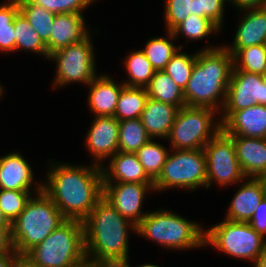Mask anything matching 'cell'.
Wrapping results in <instances>:
<instances>
[{
    "label": "cell",
    "instance_id": "cell-1",
    "mask_svg": "<svg viewBox=\"0 0 266 267\" xmlns=\"http://www.w3.org/2000/svg\"><path fill=\"white\" fill-rule=\"evenodd\" d=\"M48 161L42 190L66 219L83 221L103 197L101 167Z\"/></svg>",
    "mask_w": 266,
    "mask_h": 267
},
{
    "label": "cell",
    "instance_id": "cell-2",
    "mask_svg": "<svg viewBox=\"0 0 266 267\" xmlns=\"http://www.w3.org/2000/svg\"><path fill=\"white\" fill-rule=\"evenodd\" d=\"M197 51L191 77L184 89L189 107L210 108L221 112L233 69V55L222 45H211Z\"/></svg>",
    "mask_w": 266,
    "mask_h": 267
},
{
    "label": "cell",
    "instance_id": "cell-3",
    "mask_svg": "<svg viewBox=\"0 0 266 267\" xmlns=\"http://www.w3.org/2000/svg\"><path fill=\"white\" fill-rule=\"evenodd\" d=\"M87 260L129 257L130 232L137 226L123 217L104 197L83 220Z\"/></svg>",
    "mask_w": 266,
    "mask_h": 267
},
{
    "label": "cell",
    "instance_id": "cell-4",
    "mask_svg": "<svg viewBox=\"0 0 266 267\" xmlns=\"http://www.w3.org/2000/svg\"><path fill=\"white\" fill-rule=\"evenodd\" d=\"M170 209L149 211L137 225V236L157 243L163 249L189 251L204 246L205 227Z\"/></svg>",
    "mask_w": 266,
    "mask_h": 267
},
{
    "label": "cell",
    "instance_id": "cell-5",
    "mask_svg": "<svg viewBox=\"0 0 266 267\" xmlns=\"http://www.w3.org/2000/svg\"><path fill=\"white\" fill-rule=\"evenodd\" d=\"M65 220L61 211L43 190L33 195L25 209L11 224L14 250L25 256Z\"/></svg>",
    "mask_w": 266,
    "mask_h": 267
},
{
    "label": "cell",
    "instance_id": "cell-6",
    "mask_svg": "<svg viewBox=\"0 0 266 267\" xmlns=\"http://www.w3.org/2000/svg\"><path fill=\"white\" fill-rule=\"evenodd\" d=\"M25 257L38 267H74L87 259L83 221L66 219Z\"/></svg>",
    "mask_w": 266,
    "mask_h": 267
},
{
    "label": "cell",
    "instance_id": "cell-7",
    "mask_svg": "<svg viewBox=\"0 0 266 267\" xmlns=\"http://www.w3.org/2000/svg\"><path fill=\"white\" fill-rule=\"evenodd\" d=\"M221 130L220 112L185 106L178 110L166 140L170 141L169 148L173 150L204 149Z\"/></svg>",
    "mask_w": 266,
    "mask_h": 267
},
{
    "label": "cell",
    "instance_id": "cell-8",
    "mask_svg": "<svg viewBox=\"0 0 266 267\" xmlns=\"http://www.w3.org/2000/svg\"><path fill=\"white\" fill-rule=\"evenodd\" d=\"M205 228L204 246L212 247L227 256L252 262L262 253L266 239L254 230L248 222H234L224 219Z\"/></svg>",
    "mask_w": 266,
    "mask_h": 267
},
{
    "label": "cell",
    "instance_id": "cell-9",
    "mask_svg": "<svg viewBox=\"0 0 266 267\" xmlns=\"http://www.w3.org/2000/svg\"><path fill=\"white\" fill-rule=\"evenodd\" d=\"M200 187L207 189V166L203 149H170L162 171L154 181L156 194L168 189L194 192Z\"/></svg>",
    "mask_w": 266,
    "mask_h": 267
},
{
    "label": "cell",
    "instance_id": "cell-10",
    "mask_svg": "<svg viewBox=\"0 0 266 267\" xmlns=\"http://www.w3.org/2000/svg\"><path fill=\"white\" fill-rule=\"evenodd\" d=\"M92 36L91 33L83 41L70 44L49 55V62L53 61L56 67L51 84L53 89L73 83L87 86L98 75Z\"/></svg>",
    "mask_w": 266,
    "mask_h": 267
},
{
    "label": "cell",
    "instance_id": "cell-11",
    "mask_svg": "<svg viewBox=\"0 0 266 267\" xmlns=\"http://www.w3.org/2000/svg\"><path fill=\"white\" fill-rule=\"evenodd\" d=\"M203 151L207 166V189L214 183L225 189L247 178L237 160L234 142L223 130L204 146Z\"/></svg>",
    "mask_w": 266,
    "mask_h": 267
},
{
    "label": "cell",
    "instance_id": "cell-12",
    "mask_svg": "<svg viewBox=\"0 0 266 267\" xmlns=\"http://www.w3.org/2000/svg\"><path fill=\"white\" fill-rule=\"evenodd\" d=\"M155 194L154 183H103V197L136 226L149 211H144L146 194Z\"/></svg>",
    "mask_w": 266,
    "mask_h": 267
},
{
    "label": "cell",
    "instance_id": "cell-13",
    "mask_svg": "<svg viewBox=\"0 0 266 267\" xmlns=\"http://www.w3.org/2000/svg\"><path fill=\"white\" fill-rule=\"evenodd\" d=\"M255 104L266 105V85L261 74L232 70L222 111H239Z\"/></svg>",
    "mask_w": 266,
    "mask_h": 267
},
{
    "label": "cell",
    "instance_id": "cell-14",
    "mask_svg": "<svg viewBox=\"0 0 266 267\" xmlns=\"http://www.w3.org/2000/svg\"><path fill=\"white\" fill-rule=\"evenodd\" d=\"M94 118L85 134L84 146L92 156V164L101 167L118 152L119 121L115 117Z\"/></svg>",
    "mask_w": 266,
    "mask_h": 267
},
{
    "label": "cell",
    "instance_id": "cell-15",
    "mask_svg": "<svg viewBox=\"0 0 266 267\" xmlns=\"http://www.w3.org/2000/svg\"><path fill=\"white\" fill-rule=\"evenodd\" d=\"M222 130L229 136L266 138V105L239 111H221Z\"/></svg>",
    "mask_w": 266,
    "mask_h": 267
},
{
    "label": "cell",
    "instance_id": "cell-16",
    "mask_svg": "<svg viewBox=\"0 0 266 267\" xmlns=\"http://www.w3.org/2000/svg\"><path fill=\"white\" fill-rule=\"evenodd\" d=\"M34 174L20 152L14 150L0 156V189L41 192L42 182L36 183Z\"/></svg>",
    "mask_w": 266,
    "mask_h": 267
},
{
    "label": "cell",
    "instance_id": "cell-17",
    "mask_svg": "<svg viewBox=\"0 0 266 267\" xmlns=\"http://www.w3.org/2000/svg\"><path fill=\"white\" fill-rule=\"evenodd\" d=\"M231 45H222L234 56L241 48L266 44V7L240 10ZM238 26V27H237Z\"/></svg>",
    "mask_w": 266,
    "mask_h": 267
},
{
    "label": "cell",
    "instance_id": "cell-18",
    "mask_svg": "<svg viewBox=\"0 0 266 267\" xmlns=\"http://www.w3.org/2000/svg\"><path fill=\"white\" fill-rule=\"evenodd\" d=\"M124 83L117 82L110 74L99 73L87 86V107L93 117H114L116 105Z\"/></svg>",
    "mask_w": 266,
    "mask_h": 267
},
{
    "label": "cell",
    "instance_id": "cell-19",
    "mask_svg": "<svg viewBox=\"0 0 266 267\" xmlns=\"http://www.w3.org/2000/svg\"><path fill=\"white\" fill-rule=\"evenodd\" d=\"M86 23L84 13L56 14L49 41L46 43L48 55L86 39L92 33Z\"/></svg>",
    "mask_w": 266,
    "mask_h": 267
},
{
    "label": "cell",
    "instance_id": "cell-20",
    "mask_svg": "<svg viewBox=\"0 0 266 267\" xmlns=\"http://www.w3.org/2000/svg\"><path fill=\"white\" fill-rule=\"evenodd\" d=\"M231 202L225 213L226 220L234 222H249L259 203L265 197L258 178H246L237 184Z\"/></svg>",
    "mask_w": 266,
    "mask_h": 267
},
{
    "label": "cell",
    "instance_id": "cell-21",
    "mask_svg": "<svg viewBox=\"0 0 266 267\" xmlns=\"http://www.w3.org/2000/svg\"><path fill=\"white\" fill-rule=\"evenodd\" d=\"M101 166L103 183H154L145 173L136 153L118 151Z\"/></svg>",
    "mask_w": 266,
    "mask_h": 267
},
{
    "label": "cell",
    "instance_id": "cell-22",
    "mask_svg": "<svg viewBox=\"0 0 266 267\" xmlns=\"http://www.w3.org/2000/svg\"><path fill=\"white\" fill-rule=\"evenodd\" d=\"M236 156L247 178H258L266 173V138L230 136Z\"/></svg>",
    "mask_w": 266,
    "mask_h": 267
},
{
    "label": "cell",
    "instance_id": "cell-23",
    "mask_svg": "<svg viewBox=\"0 0 266 267\" xmlns=\"http://www.w3.org/2000/svg\"><path fill=\"white\" fill-rule=\"evenodd\" d=\"M178 110L177 106L148 97L140 119L151 138L166 141Z\"/></svg>",
    "mask_w": 266,
    "mask_h": 267
},
{
    "label": "cell",
    "instance_id": "cell-24",
    "mask_svg": "<svg viewBox=\"0 0 266 267\" xmlns=\"http://www.w3.org/2000/svg\"><path fill=\"white\" fill-rule=\"evenodd\" d=\"M148 97L177 106L185 107L184 90L164 71H155L149 84L145 87Z\"/></svg>",
    "mask_w": 266,
    "mask_h": 267
},
{
    "label": "cell",
    "instance_id": "cell-25",
    "mask_svg": "<svg viewBox=\"0 0 266 267\" xmlns=\"http://www.w3.org/2000/svg\"><path fill=\"white\" fill-rule=\"evenodd\" d=\"M165 33V36L149 38L144 43L145 46L141 48L156 71L164 70L176 51L179 48H184L182 45H176L174 41L178 40L175 38L173 32L166 30Z\"/></svg>",
    "mask_w": 266,
    "mask_h": 267
},
{
    "label": "cell",
    "instance_id": "cell-26",
    "mask_svg": "<svg viewBox=\"0 0 266 267\" xmlns=\"http://www.w3.org/2000/svg\"><path fill=\"white\" fill-rule=\"evenodd\" d=\"M127 78L122 82L125 86L145 88L155 73V69L141 49H133L122 60Z\"/></svg>",
    "mask_w": 266,
    "mask_h": 267
},
{
    "label": "cell",
    "instance_id": "cell-27",
    "mask_svg": "<svg viewBox=\"0 0 266 267\" xmlns=\"http://www.w3.org/2000/svg\"><path fill=\"white\" fill-rule=\"evenodd\" d=\"M14 29L15 53L17 51H24L43 56L47 60L49 59L46 44L21 12L17 14L14 20Z\"/></svg>",
    "mask_w": 266,
    "mask_h": 267
},
{
    "label": "cell",
    "instance_id": "cell-28",
    "mask_svg": "<svg viewBox=\"0 0 266 267\" xmlns=\"http://www.w3.org/2000/svg\"><path fill=\"white\" fill-rule=\"evenodd\" d=\"M147 98L146 88L124 86L118 98L114 117L118 121L140 118Z\"/></svg>",
    "mask_w": 266,
    "mask_h": 267
},
{
    "label": "cell",
    "instance_id": "cell-29",
    "mask_svg": "<svg viewBox=\"0 0 266 267\" xmlns=\"http://www.w3.org/2000/svg\"><path fill=\"white\" fill-rule=\"evenodd\" d=\"M151 139L140 118L119 121L118 151L136 153Z\"/></svg>",
    "mask_w": 266,
    "mask_h": 267
},
{
    "label": "cell",
    "instance_id": "cell-30",
    "mask_svg": "<svg viewBox=\"0 0 266 267\" xmlns=\"http://www.w3.org/2000/svg\"><path fill=\"white\" fill-rule=\"evenodd\" d=\"M172 32L176 39H180L182 36V38L184 37L186 39V43L188 44L191 41L196 42L208 39L212 34L217 35L222 31L207 17L190 14Z\"/></svg>",
    "mask_w": 266,
    "mask_h": 267
},
{
    "label": "cell",
    "instance_id": "cell-31",
    "mask_svg": "<svg viewBox=\"0 0 266 267\" xmlns=\"http://www.w3.org/2000/svg\"><path fill=\"white\" fill-rule=\"evenodd\" d=\"M166 147L152 138L136 152L145 173L153 182L160 175L170 152V148Z\"/></svg>",
    "mask_w": 266,
    "mask_h": 267
},
{
    "label": "cell",
    "instance_id": "cell-32",
    "mask_svg": "<svg viewBox=\"0 0 266 267\" xmlns=\"http://www.w3.org/2000/svg\"><path fill=\"white\" fill-rule=\"evenodd\" d=\"M19 10L26 17L30 25L37 31L42 41H49L55 13L42 6L32 4L29 0H18Z\"/></svg>",
    "mask_w": 266,
    "mask_h": 267
},
{
    "label": "cell",
    "instance_id": "cell-33",
    "mask_svg": "<svg viewBox=\"0 0 266 267\" xmlns=\"http://www.w3.org/2000/svg\"><path fill=\"white\" fill-rule=\"evenodd\" d=\"M20 12L18 0H6L0 3V52L15 53L14 20Z\"/></svg>",
    "mask_w": 266,
    "mask_h": 267
},
{
    "label": "cell",
    "instance_id": "cell-34",
    "mask_svg": "<svg viewBox=\"0 0 266 267\" xmlns=\"http://www.w3.org/2000/svg\"><path fill=\"white\" fill-rule=\"evenodd\" d=\"M266 69V44L241 48L233 56V69L262 74Z\"/></svg>",
    "mask_w": 266,
    "mask_h": 267
},
{
    "label": "cell",
    "instance_id": "cell-35",
    "mask_svg": "<svg viewBox=\"0 0 266 267\" xmlns=\"http://www.w3.org/2000/svg\"><path fill=\"white\" fill-rule=\"evenodd\" d=\"M183 49L185 48H179L176 51L164 71L184 90L187 87L197 59V50L190 54L189 52L182 51Z\"/></svg>",
    "mask_w": 266,
    "mask_h": 267
},
{
    "label": "cell",
    "instance_id": "cell-36",
    "mask_svg": "<svg viewBox=\"0 0 266 267\" xmlns=\"http://www.w3.org/2000/svg\"><path fill=\"white\" fill-rule=\"evenodd\" d=\"M37 193L40 192L0 189V210L4 219L11 225L25 209L30 198Z\"/></svg>",
    "mask_w": 266,
    "mask_h": 267
},
{
    "label": "cell",
    "instance_id": "cell-37",
    "mask_svg": "<svg viewBox=\"0 0 266 267\" xmlns=\"http://www.w3.org/2000/svg\"><path fill=\"white\" fill-rule=\"evenodd\" d=\"M165 30L173 31L188 15L194 14V0H164Z\"/></svg>",
    "mask_w": 266,
    "mask_h": 267
},
{
    "label": "cell",
    "instance_id": "cell-38",
    "mask_svg": "<svg viewBox=\"0 0 266 267\" xmlns=\"http://www.w3.org/2000/svg\"><path fill=\"white\" fill-rule=\"evenodd\" d=\"M226 3L228 4V0H194V14L200 17H207L222 30Z\"/></svg>",
    "mask_w": 266,
    "mask_h": 267
},
{
    "label": "cell",
    "instance_id": "cell-39",
    "mask_svg": "<svg viewBox=\"0 0 266 267\" xmlns=\"http://www.w3.org/2000/svg\"><path fill=\"white\" fill-rule=\"evenodd\" d=\"M32 4L42 6L55 14L84 13L90 5L99 0H29Z\"/></svg>",
    "mask_w": 266,
    "mask_h": 267
},
{
    "label": "cell",
    "instance_id": "cell-40",
    "mask_svg": "<svg viewBox=\"0 0 266 267\" xmlns=\"http://www.w3.org/2000/svg\"><path fill=\"white\" fill-rule=\"evenodd\" d=\"M251 227L266 239V198L259 203L254 215L248 222Z\"/></svg>",
    "mask_w": 266,
    "mask_h": 267
},
{
    "label": "cell",
    "instance_id": "cell-41",
    "mask_svg": "<svg viewBox=\"0 0 266 267\" xmlns=\"http://www.w3.org/2000/svg\"><path fill=\"white\" fill-rule=\"evenodd\" d=\"M16 253L11 239V225L0 223V255Z\"/></svg>",
    "mask_w": 266,
    "mask_h": 267
},
{
    "label": "cell",
    "instance_id": "cell-42",
    "mask_svg": "<svg viewBox=\"0 0 266 267\" xmlns=\"http://www.w3.org/2000/svg\"><path fill=\"white\" fill-rule=\"evenodd\" d=\"M130 258H104L94 262L95 267H130Z\"/></svg>",
    "mask_w": 266,
    "mask_h": 267
},
{
    "label": "cell",
    "instance_id": "cell-43",
    "mask_svg": "<svg viewBox=\"0 0 266 267\" xmlns=\"http://www.w3.org/2000/svg\"><path fill=\"white\" fill-rule=\"evenodd\" d=\"M228 3L229 6L233 5L232 7L237 9V11L244 9L266 7V0H228Z\"/></svg>",
    "mask_w": 266,
    "mask_h": 267
},
{
    "label": "cell",
    "instance_id": "cell-44",
    "mask_svg": "<svg viewBox=\"0 0 266 267\" xmlns=\"http://www.w3.org/2000/svg\"><path fill=\"white\" fill-rule=\"evenodd\" d=\"M19 256L17 252L0 255V267H14Z\"/></svg>",
    "mask_w": 266,
    "mask_h": 267
},
{
    "label": "cell",
    "instance_id": "cell-45",
    "mask_svg": "<svg viewBox=\"0 0 266 267\" xmlns=\"http://www.w3.org/2000/svg\"><path fill=\"white\" fill-rule=\"evenodd\" d=\"M14 267H38L34 265L29 259L25 256H19L17 261L14 264Z\"/></svg>",
    "mask_w": 266,
    "mask_h": 267
},
{
    "label": "cell",
    "instance_id": "cell-46",
    "mask_svg": "<svg viewBox=\"0 0 266 267\" xmlns=\"http://www.w3.org/2000/svg\"><path fill=\"white\" fill-rule=\"evenodd\" d=\"M253 267H266V245Z\"/></svg>",
    "mask_w": 266,
    "mask_h": 267
},
{
    "label": "cell",
    "instance_id": "cell-47",
    "mask_svg": "<svg viewBox=\"0 0 266 267\" xmlns=\"http://www.w3.org/2000/svg\"><path fill=\"white\" fill-rule=\"evenodd\" d=\"M258 180L261 182L262 187H263V191H264V196L266 198V173L260 175L258 177Z\"/></svg>",
    "mask_w": 266,
    "mask_h": 267
},
{
    "label": "cell",
    "instance_id": "cell-48",
    "mask_svg": "<svg viewBox=\"0 0 266 267\" xmlns=\"http://www.w3.org/2000/svg\"><path fill=\"white\" fill-rule=\"evenodd\" d=\"M74 267H95L94 262L90 260H85L82 263L74 266Z\"/></svg>",
    "mask_w": 266,
    "mask_h": 267
},
{
    "label": "cell",
    "instance_id": "cell-49",
    "mask_svg": "<svg viewBox=\"0 0 266 267\" xmlns=\"http://www.w3.org/2000/svg\"><path fill=\"white\" fill-rule=\"evenodd\" d=\"M130 267H132L131 265H130ZM134 267H136V266H134ZM137 267H160V266H158V265H156V264H153V263H145V264H141V265H137Z\"/></svg>",
    "mask_w": 266,
    "mask_h": 267
},
{
    "label": "cell",
    "instance_id": "cell-50",
    "mask_svg": "<svg viewBox=\"0 0 266 267\" xmlns=\"http://www.w3.org/2000/svg\"><path fill=\"white\" fill-rule=\"evenodd\" d=\"M262 77V81L265 83L266 85V69L264 70V72L261 74Z\"/></svg>",
    "mask_w": 266,
    "mask_h": 267
},
{
    "label": "cell",
    "instance_id": "cell-51",
    "mask_svg": "<svg viewBox=\"0 0 266 267\" xmlns=\"http://www.w3.org/2000/svg\"><path fill=\"white\" fill-rule=\"evenodd\" d=\"M4 88L5 87H3V85L0 82V97H2L4 95V93H3V92H5Z\"/></svg>",
    "mask_w": 266,
    "mask_h": 267
},
{
    "label": "cell",
    "instance_id": "cell-52",
    "mask_svg": "<svg viewBox=\"0 0 266 267\" xmlns=\"http://www.w3.org/2000/svg\"><path fill=\"white\" fill-rule=\"evenodd\" d=\"M0 223H8V222L4 219V217H3L2 213H1V210H0Z\"/></svg>",
    "mask_w": 266,
    "mask_h": 267
}]
</instances>
